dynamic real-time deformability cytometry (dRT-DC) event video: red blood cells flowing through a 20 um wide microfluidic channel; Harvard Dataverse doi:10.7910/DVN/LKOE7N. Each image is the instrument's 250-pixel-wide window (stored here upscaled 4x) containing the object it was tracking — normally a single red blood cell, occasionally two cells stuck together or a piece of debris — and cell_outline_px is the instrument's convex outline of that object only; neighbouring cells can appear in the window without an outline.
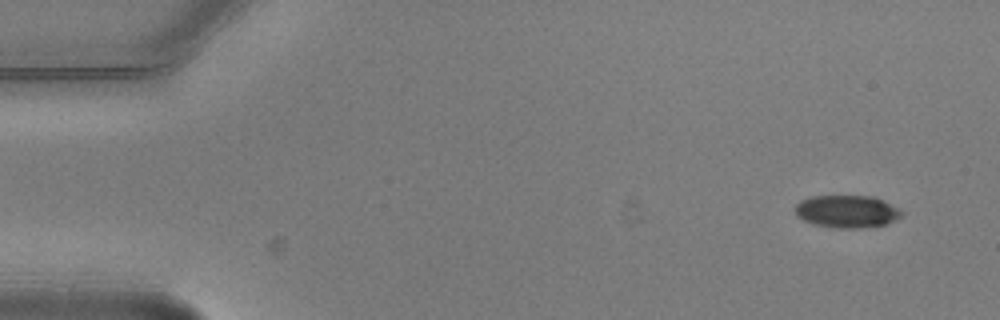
{"species": "common noctule bat (a hibernating species)", "species_latin": "Nyctalus noctula", "temperature_condition": "warm", "stored_images_in_passage": 6, "camera_frame_rate_fps": 3000, "um_per_image_px": 0.085, "animal": {"sex": "male", "body_mass_g": 20.5, "forearm_length_mm": 52.5}, "frame": {"image": 1, "passage_image": 1, "time_ms": 0.0, "image_size_px": [1000, 320], "cell_outline_px": [[904, 216], [896, 220], [884, 224], [860, 228], [836, 228], [812, 224], [804, 220], [796, 212], [796, 204], [800, 200], [812, 196], [872, 196], [884, 200], [900, 208], [904, 212]], "centroid_in_image_um": [72.05, 17.97], "position_along_channel_um": 13.0, "area_um2": 20.29}}
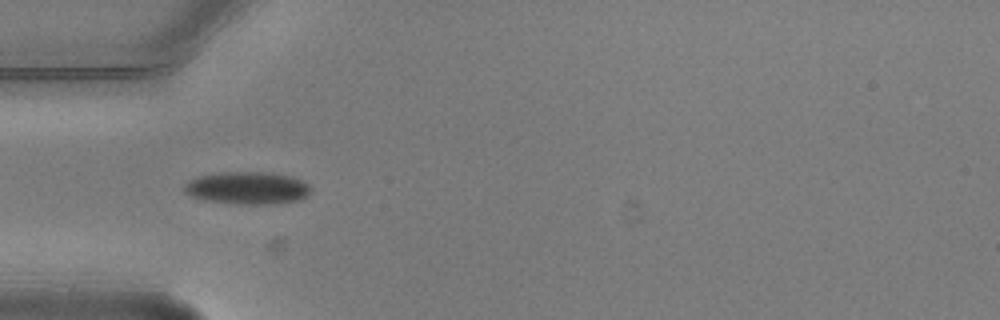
{"frame": {"image": 2, "passage_image": 5, "time_ms": 1.333, "image_size_px": [1000, 320], "cell_outline_px": [[312, 188], [300, 200], [264, 204], [240, 204], [212, 200], [192, 196], [184, 192], [184, 184], [188, 180], [196, 176], [224, 172], [264, 172], [292, 176], [308, 184]], "centroid_in_image_um": [21.01, 15.96], "position_along_channel_um": 64.0, "area_um2": 23.58}}